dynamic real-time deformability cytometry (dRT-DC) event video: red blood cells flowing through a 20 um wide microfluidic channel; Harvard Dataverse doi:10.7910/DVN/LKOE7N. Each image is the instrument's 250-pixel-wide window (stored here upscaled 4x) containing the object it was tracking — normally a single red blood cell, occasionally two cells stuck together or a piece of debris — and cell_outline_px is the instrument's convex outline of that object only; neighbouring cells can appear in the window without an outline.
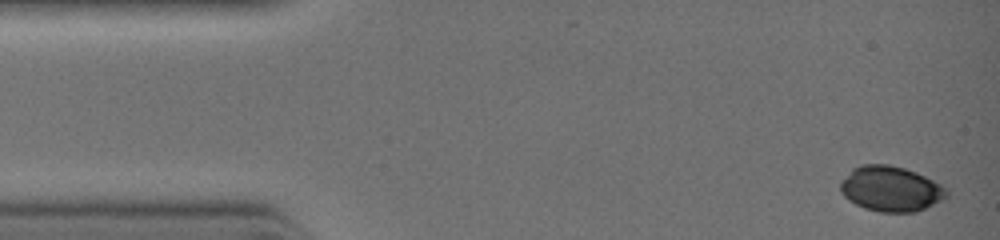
{"species": "common noctule bat (a hibernating species)", "species_latin": "Nyctalus noctula", "temperature_condition": "warm", "stored_images_in_passage": 29, "camera_frame_rate_fps": 3000, "um_per_image_px": 0.085, "animal": {"sex": "female", "body_mass_g": 19.0, "forearm_length_mm": 51.5}, "frame": {"image": 1, "passage_image": 1, "time_ms": 0.0, "image_size_px": [1000, 240], "cell_outline_px": [[948, 196], [916, 212], [880, 212], [864, 208], [848, 200], [840, 192], [840, 180], [852, 168], [860, 164], [888, 164], [904, 168], [916, 172], [940, 184], [948, 192]], "centroid_in_image_um": [75.65, 16.04], "position_along_channel_um": 9.3, "area_um2": 27.98}}
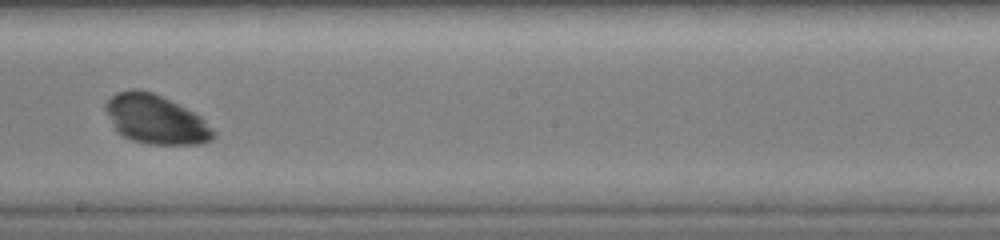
{"frame": {"image": 2, "passage_image": 18, "time_ms": 5.667, "image_size_px": [1000, 240], "cell_outline_px": [[216, 136], [212, 140], [200, 144], [148, 144], [132, 140], [116, 132], [104, 108], [108, 100], [112, 96], [120, 92], [132, 88], [152, 92], [200, 116], [216, 132]], "centroid_in_image_um": [13.24, 10.17], "position_along_channel_um": 235.0, "area_um2": 30.46}}
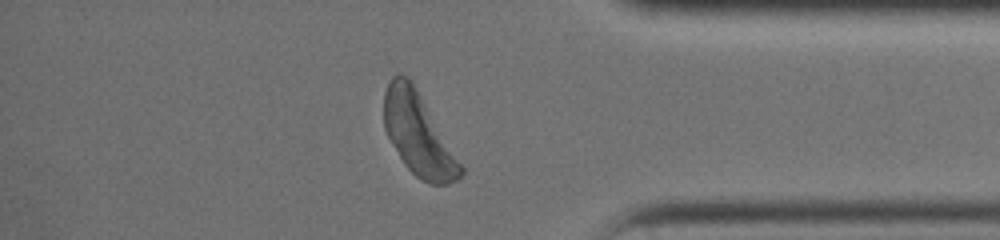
{"frame": {"image": 3, "passage_image": 27, "time_ms": 8.667, "image_size_px": [1000, 240], "cell_outline_px": [[464, 172], [456, 180], [448, 184], [432, 184], [416, 176], [404, 164], [388, 136], [384, 128], [384, 92], [392, 76], [404, 76], [412, 84], [464, 168]], "centroid_in_image_um": [35.54, 11.47], "position_along_channel_um": 399.7, "area_um2": 35.26}}